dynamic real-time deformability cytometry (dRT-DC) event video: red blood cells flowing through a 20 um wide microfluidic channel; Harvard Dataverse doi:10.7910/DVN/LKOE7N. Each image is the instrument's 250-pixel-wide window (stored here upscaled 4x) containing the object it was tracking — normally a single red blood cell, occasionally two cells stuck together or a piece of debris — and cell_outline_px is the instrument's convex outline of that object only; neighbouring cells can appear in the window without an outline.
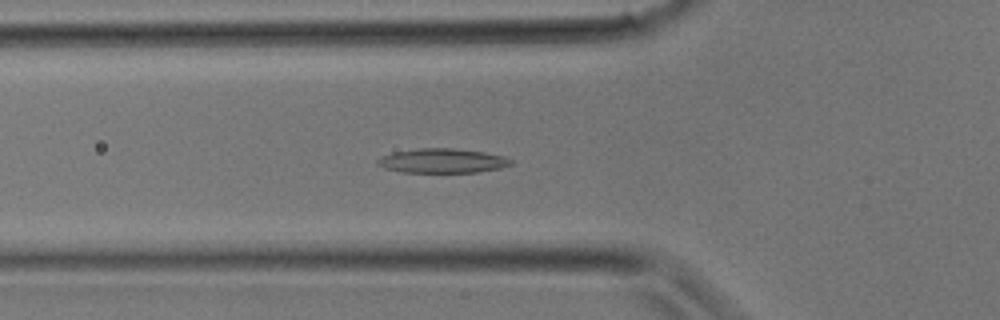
{"species": "common noctule bat (a hibernating species)", "species_latin": "Nyctalus noctula", "temperature_condition": "room temperature", "stored_images_in_passage": 26, "camera_frame_rate_fps": 3000, "um_per_image_px": 0.085, "animal": {"sex": "male", "body_mass_g": 17.9}, "frame": {"image": 1, "passage_image": 6, "time_ms": 1.667, "image_size_px": [1000, 320], "cell_outline_px": [[512, 164], [500, 168], [476, 172], [400, 172], [384, 168], [376, 164], [376, 160], [392, 152], [420, 148], [452, 148], [484, 152], [504, 156], [512, 160]], "centroid_in_image_um": [37.58, 13.66], "position_along_channel_um": 88.2, "area_um2": 18.9}}
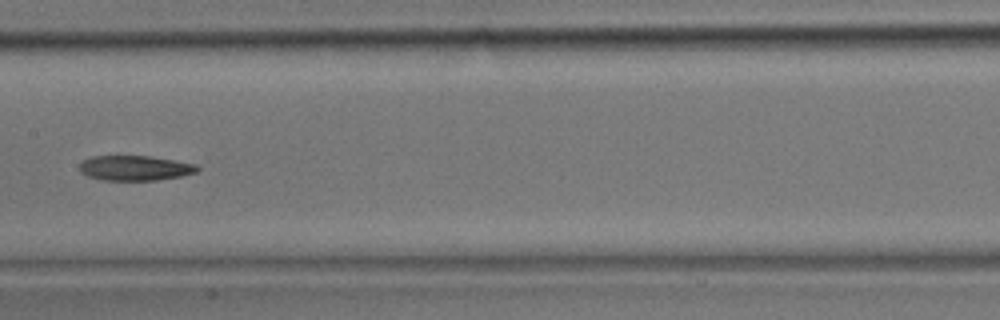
{"frame": {"image": 2, "passage_image": 11, "time_ms": 3.333, "image_size_px": [1000, 320], "cell_outline_px": [[200, 168], [196, 172], [180, 176], [156, 180], [100, 180], [88, 176], [80, 172], [80, 164], [84, 160], [92, 156], [152, 156], [196, 164]], "centroid_in_image_um": [11.47, 14.28], "position_along_channel_um": 195.9, "area_um2": 17.11}}
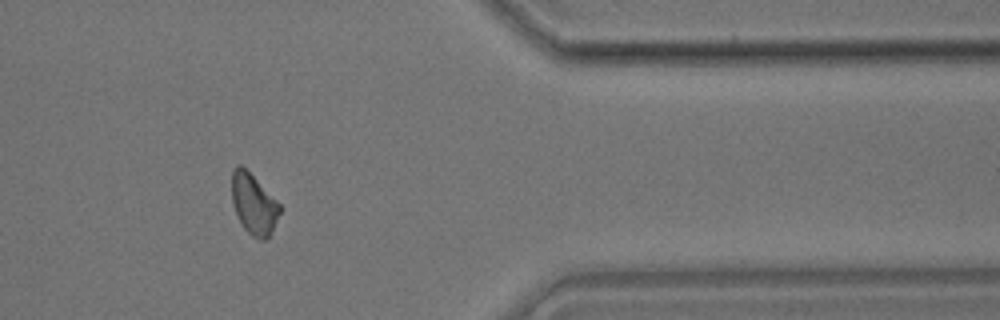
{"frame": {"image": 3, "passage_image": 21, "time_ms": 6.667, "image_size_px": [1000, 320], "cell_outline_px": [[284, 208], [268, 236], [264, 240], [260, 240], [252, 236], [244, 228], [236, 212], [232, 200], [232, 168], [236, 164], [240, 164]], "centroid_in_image_um": [21.57, 17.35], "position_along_channel_um": 389.8, "area_um2": 16.65}}